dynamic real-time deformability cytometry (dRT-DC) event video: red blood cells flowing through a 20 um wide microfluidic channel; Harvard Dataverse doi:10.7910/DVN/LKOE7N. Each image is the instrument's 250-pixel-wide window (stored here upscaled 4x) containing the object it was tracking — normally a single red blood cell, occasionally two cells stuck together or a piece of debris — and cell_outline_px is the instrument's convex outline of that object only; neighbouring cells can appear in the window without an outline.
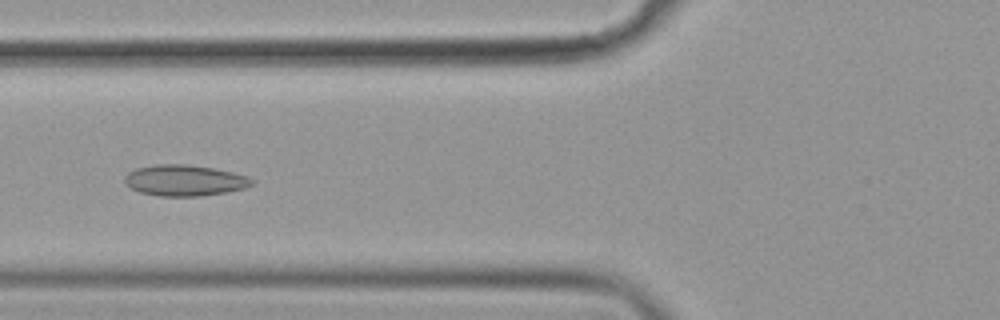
{"species": "common noctule bat (a hibernating species)", "species_latin": "Nyctalus noctula", "temperature_condition": "cold", "stored_images_in_passage": 57, "camera_frame_rate_fps": 3000, "um_per_image_px": 0.085, "animal": {"sex": "female", "body_mass_g": 19.9}, "frame": {"image": 1, "passage_image": 23, "time_ms": 7.333, "image_size_px": [1000, 320], "cell_outline_px": [[252, 184], [244, 188], [224, 192], [200, 196], [160, 196], [140, 192], [132, 188], [124, 180], [124, 176], [128, 172], [136, 168], [156, 164], [184, 164], [212, 168], [232, 172], [248, 176], [252, 180]], "centroid_in_image_um": [15.66, 15.33], "position_along_channel_um": 110.1, "area_um2": 22.72}}
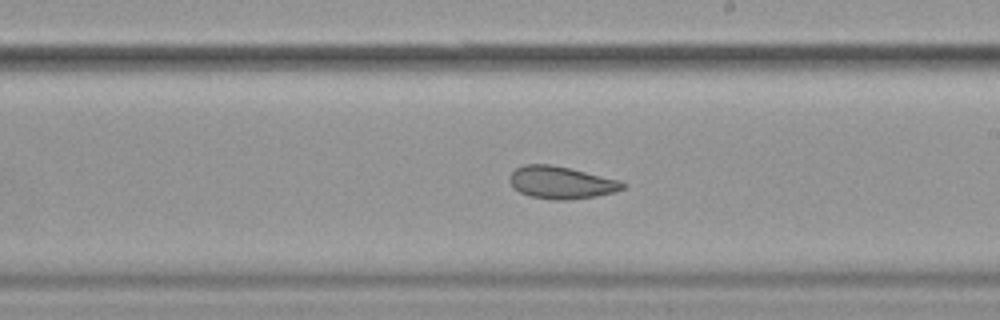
{"frame": {"image": 2, "passage_image": 34, "time_ms": 11.0, "image_size_px": [1000, 320], "cell_outline_px": [[628, 184], [624, 188], [616, 192], [596, 196], [568, 200], [552, 200], [528, 196], [512, 188], [508, 180], [508, 176], [516, 168], [524, 164], [552, 164], [620, 180]], "centroid_in_image_um": [47.68, 15.52], "position_along_channel_um": 241.3, "area_um2": 21.68}}
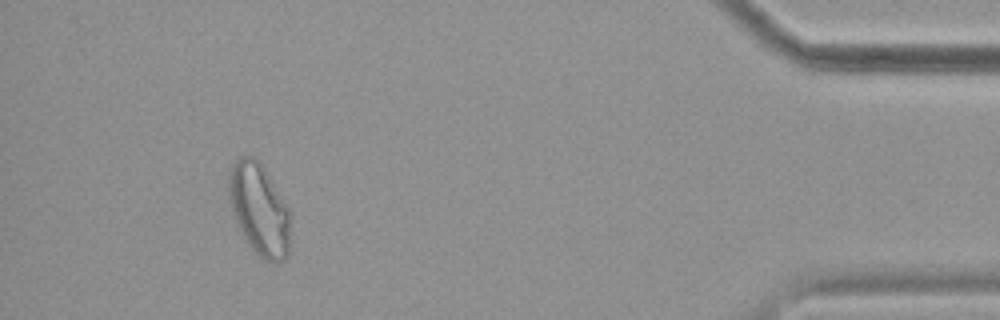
{"frame": {"image": 3, "passage_image": 53, "time_ms": 17.333, "image_size_px": [1000, 320], "cell_outline_px": [[288, 256], [284, 260], [272, 264], [264, 260], [244, 240], [232, 212], [228, 200], [228, 172], [232, 164], [240, 156], [252, 156], [264, 168], [288, 208]], "centroid_in_image_um": [21.98, 17.81], "position_along_channel_um": 413.2, "area_um2": 32.71}, "authors_computed_cell_mechanics": {"area_um2": 24.6806, "velocity_mm_per_s": 3.5859, "shape_relaxation_time_tau1_ms": null, "shape_relaxation_time_tau2_ms": 2.6537, "deformation_change_tau1": null, "deformation_change_tau2": 0.0847}}